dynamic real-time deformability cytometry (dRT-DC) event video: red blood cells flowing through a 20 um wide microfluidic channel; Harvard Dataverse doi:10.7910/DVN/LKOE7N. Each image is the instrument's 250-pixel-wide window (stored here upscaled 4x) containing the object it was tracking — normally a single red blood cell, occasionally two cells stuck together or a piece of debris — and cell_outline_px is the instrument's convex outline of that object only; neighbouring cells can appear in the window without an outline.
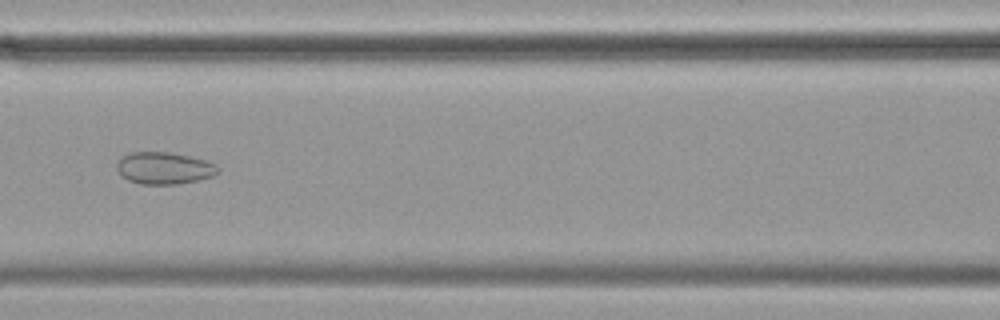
{"species": "common noctule bat (a hibernating species)", "species_latin": "Nyctalus noctula", "temperature_condition": "cold", "stored_images_in_passage": 57, "camera_frame_rate_fps": 3000, "um_per_image_px": 0.085, "animal": {"sex": "female", "body_mass_g": 19.9}, "frame": {"image": 1, "passage_image": 25, "time_ms": 8.0, "image_size_px": [1000, 320], "cell_outline_px": [[220, 172], [212, 176], [196, 180], [176, 184], [140, 184], [128, 180], [116, 168], [116, 160], [120, 156], [132, 152], [168, 152], [208, 160], [216, 164], [220, 168]], "centroid_in_image_um": [13.95, 14.28], "position_along_channel_um": 152.6, "area_um2": 18.96}}
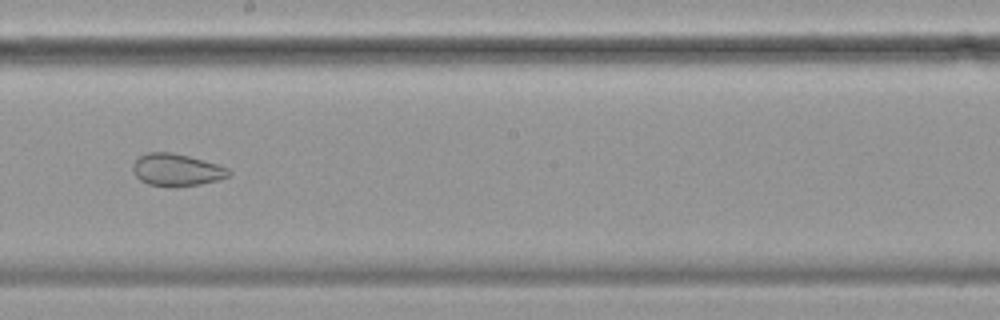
{"frame": {"image": 2, "passage_image": 32, "time_ms": 10.333, "image_size_px": [1000, 320], "cell_outline_px": [[232, 172], [228, 176], [216, 180], [200, 184], [176, 188], [172, 188], [148, 184], [140, 180], [136, 176], [132, 168], [132, 164], [140, 156], [148, 152], [172, 152], [188, 156], [216, 164], [228, 168]], "centroid_in_image_um": [14.98, 14.46], "position_along_channel_um": 233.2, "area_um2": 18.09}}
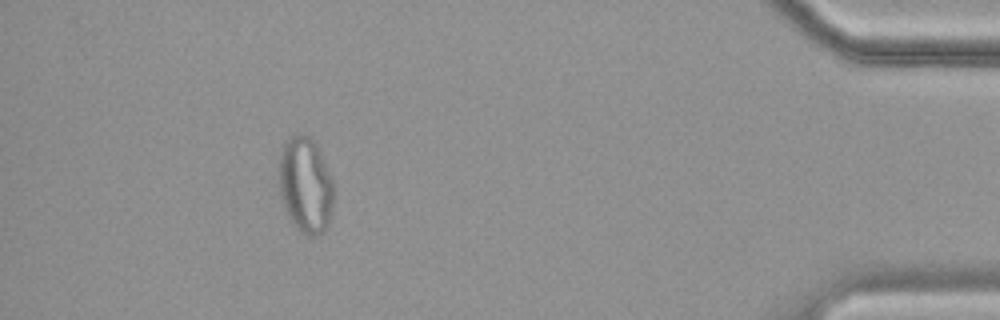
{"frame": {"image": 3, "passage_image": 52, "time_ms": 17.0, "image_size_px": [1000, 320], "cell_outline_px": [[332, 212], [328, 228], [324, 232], [316, 236], [308, 236], [300, 232], [296, 228], [288, 216], [280, 192], [280, 152], [284, 144], [292, 136], [300, 132], [304, 132], [316, 144], [324, 160], [332, 180]], "centroid_in_image_um": [25.98, 15.76], "position_along_channel_um": 409.2, "area_um2": 30.46}, "authors_computed_cell_mechanics": {"area_um2": 26.9926, "velocity_mm_per_s": 3.4677, "shape_relaxation_time_tau1_ms": null, "shape_relaxation_time_tau2_ms": 1.6081, "deformation_change_tau1": null, "deformation_change_tau2": 0.0702}}